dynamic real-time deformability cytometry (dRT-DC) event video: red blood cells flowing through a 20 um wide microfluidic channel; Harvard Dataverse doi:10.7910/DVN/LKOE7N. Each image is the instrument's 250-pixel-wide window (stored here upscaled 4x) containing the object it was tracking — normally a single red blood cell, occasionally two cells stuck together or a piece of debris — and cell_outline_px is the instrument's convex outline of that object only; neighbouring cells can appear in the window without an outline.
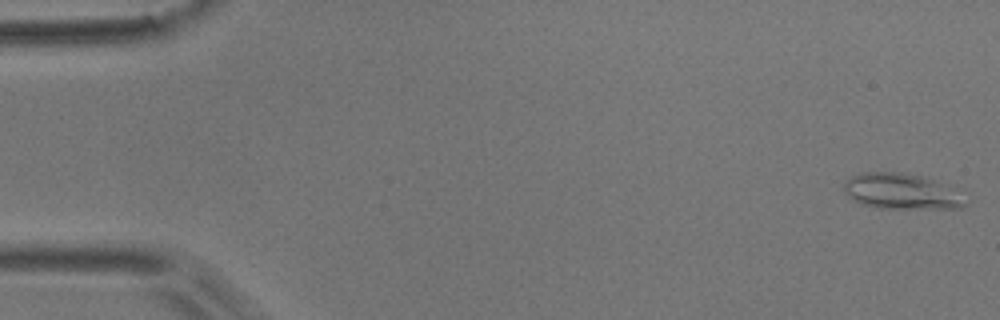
{"species": "common noctule bat (a hibernating species)", "species_latin": "Nyctalus noctula", "temperature_condition": "room temperature", "stored_images_in_passage": 54, "camera_frame_rate_fps": 3000, "um_per_image_px": 0.085, "animal": {"sex": "male", "body_mass_g": 17.9}, "frame": {"image": 1, "passage_image": 1, "time_ms": 0.0, "image_size_px": [1000, 320], "cell_outline_px": [[964, 204], [960, 208], [876, 208], [852, 200], [844, 192], [844, 184], [852, 176], [860, 172], [908, 172], [932, 180]], "centroid_in_image_um": [76.36, 16.26], "position_along_channel_um": 8.6, "area_um2": 23.87}}
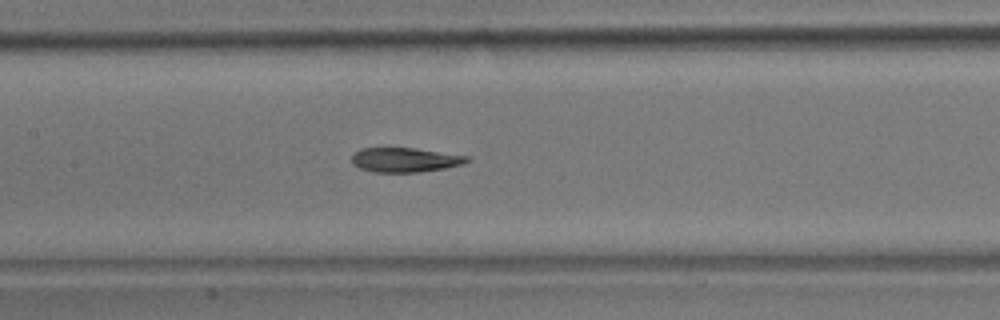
{"frame": {"image": 2, "passage_image": 25, "time_ms": 8.0, "image_size_px": [1000, 320], "cell_outline_px": [[472, 160], [464, 164], [444, 168], [420, 172], [372, 172], [360, 168], [352, 164], [352, 156], [360, 148], [416, 148], [468, 156]], "centroid_in_image_um": [34.44, 13.59], "position_along_channel_um": 173.0, "area_um2": 16.47}}
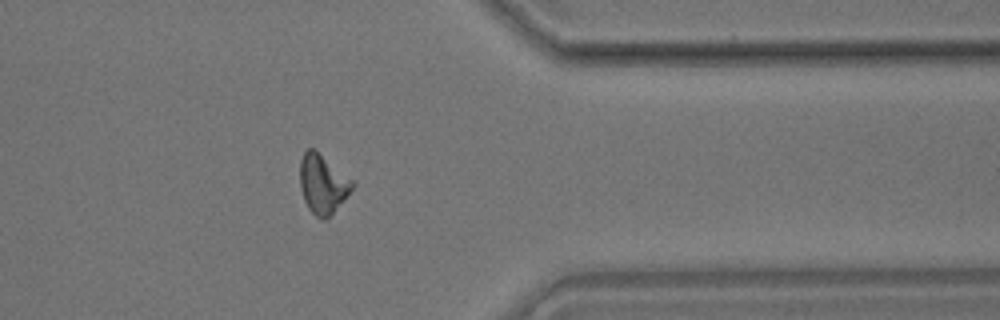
{"frame": {"image": 3, "passage_image": 43, "time_ms": 14.0, "image_size_px": [1000, 320], "cell_outline_px": [[356, 184], [332, 212], [324, 220], [320, 220], [308, 208], [304, 200], [300, 188], [300, 160], [304, 152], [308, 148], [312, 148], [352, 180]], "centroid_in_image_um": [27.39, 15.65], "position_along_channel_um": 384.0, "area_um2": 17.46}, "authors_computed_cell_mechanics": {"area_um2": 17.5134, "velocity_mm_per_s": 3.7318, "shape_relaxation_time_tau1_ms": 5.2418, "shape_relaxation_time_tau2_ms": 3.4845, "deformation_change_tau1": 0.1838, "deformation_change_tau2": 0.1014}}